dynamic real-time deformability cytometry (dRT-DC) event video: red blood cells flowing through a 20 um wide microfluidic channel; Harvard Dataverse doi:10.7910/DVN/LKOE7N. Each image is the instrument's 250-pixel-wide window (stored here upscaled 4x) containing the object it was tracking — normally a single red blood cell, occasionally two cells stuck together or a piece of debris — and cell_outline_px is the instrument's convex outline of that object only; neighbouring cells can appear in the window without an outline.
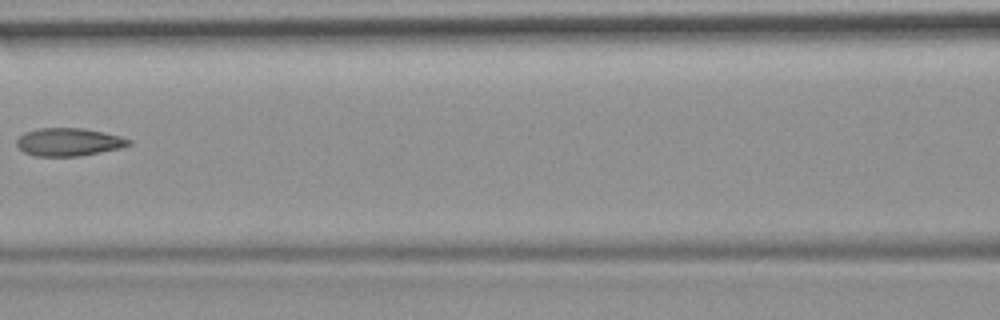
{"species": "common noctule bat (a hibernating species)", "species_latin": "Nyctalus noctula", "temperature_condition": "room temperature", "stored_images_in_passage": 10, "camera_frame_rate_fps": 3000, "um_per_image_px": 0.085, "animal": {"sex": "female", "body_mass_g": 19.9}, "frame": {"image": 1, "passage_image": 7, "time_ms": 2.0, "image_size_px": [1000, 320], "cell_outline_px": [[132, 144], [120, 148], [80, 156], [36, 156], [24, 152], [16, 144], [16, 140], [24, 132], [36, 128], [84, 128], [104, 132], [120, 136], [132, 140]], "centroid_in_image_um": [5.85, 12.06], "position_along_channel_um": 160.8, "area_um2": 18.32}}